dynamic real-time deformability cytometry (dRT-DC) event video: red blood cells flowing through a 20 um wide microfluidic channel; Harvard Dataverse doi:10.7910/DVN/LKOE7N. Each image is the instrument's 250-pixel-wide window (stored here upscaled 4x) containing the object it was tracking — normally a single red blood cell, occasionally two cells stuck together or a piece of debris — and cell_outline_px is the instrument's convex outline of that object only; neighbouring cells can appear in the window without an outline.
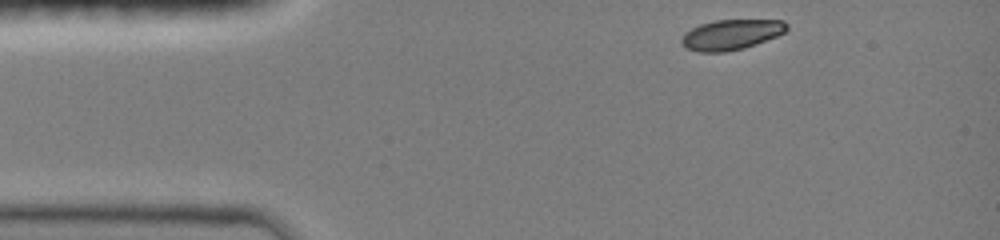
{"species": "common noctule bat (a hibernating species)", "species_latin": "Nyctalus noctula", "temperature_condition": "room temperature", "stored_images_in_passage": 37, "camera_frame_rate_fps": 3000, "um_per_image_px": 0.085, "animal": {"sex": "female", "body_mass_g": 19.0, "forearm_length_mm": 51.5}, "frame": {"image": 1, "passage_image": 1, "time_ms": 0.0, "image_size_px": [1000, 240], "cell_outline_px": [[788, 28], [784, 32], [776, 36], [756, 44], [744, 48], [724, 52], [696, 52], [684, 48], [680, 40], [684, 32], [700, 24], [716, 20], [784, 20], [788, 24]], "centroid_in_image_um": [62.12, 2.95], "position_along_channel_um": 22.9, "area_um2": 18.67}}
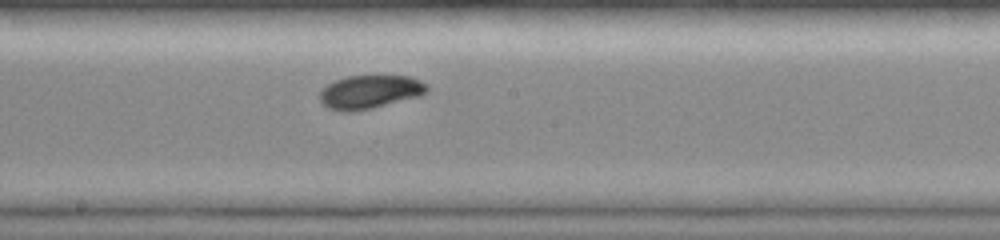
{"frame": {"image": 2, "passage_image": 20, "time_ms": 6.333, "image_size_px": [1000, 240], "cell_outline_px": [[428, 92], [420, 96], [372, 108], [352, 112], [340, 112], [328, 108], [320, 104], [320, 92], [328, 84], [336, 80], [348, 76], [408, 76], [420, 80], [428, 84]], "centroid_in_image_um": [31.44, 7.82], "position_along_channel_um": 216.8, "area_um2": 21.04}}
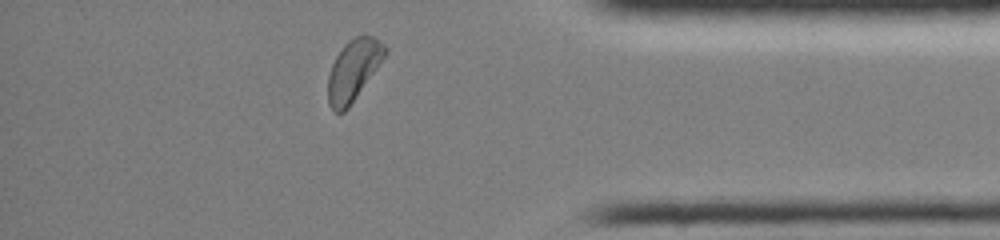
{"frame": {"image": 3, "passage_image": 35, "time_ms": 11.333, "image_size_px": [1000, 240], "cell_outline_px": [[388, 52], [348, 108], [344, 112], [336, 112], [328, 104], [328, 76], [332, 64], [336, 56], [344, 44], [348, 40], [356, 36], [372, 36], [380, 40], [388, 48]], "centroid_in_image_um": [30.04, 5.94], "position_along_channel_um": 405.2, "area_um2": 20.06}, "authors_computed_cell_mechanics": {"area_um2": 19.8832, "velocity_mm_per_s": 4.0309, "shape_relaxation_time_tau1_ms": 2.0762, "shape_relaxation_time_tau2_ms": null, "deformation_change_tau1": 0.0991, "deformation_change_tau2": null}}